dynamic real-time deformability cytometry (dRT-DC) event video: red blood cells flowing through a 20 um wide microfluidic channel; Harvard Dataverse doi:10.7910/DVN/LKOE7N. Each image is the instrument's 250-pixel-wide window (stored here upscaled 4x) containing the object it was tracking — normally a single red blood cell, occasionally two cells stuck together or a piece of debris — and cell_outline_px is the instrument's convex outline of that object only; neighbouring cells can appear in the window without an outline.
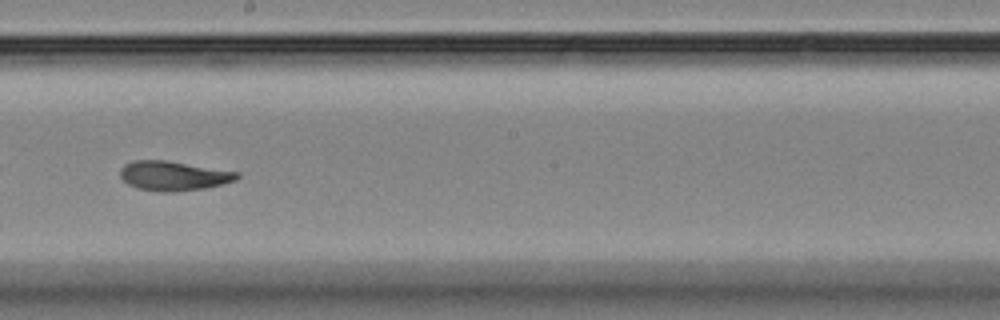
{"species": "Egyptian fruit bat (a non-hibernating species)", "species_latin": "Rousettus aegyptiacus", "temperature_condition": "room temperature", "stored_images_in_passage": 11, "camera_frame_rate_fps": 3000, "um_per_image_px": 0.085, "animal": {"sex": "female"}, "frame": {"image": 1, "passage_image": 10, "time_ms": 10.333, "image_size_px": [1000, 320], "cell_outline_px": [[240, 176], [236, 180], [204, 188], [172, 192], [160, 192], [136, 188], [128, 184], [120, 176], [120, 168], [124, 164], [132, 160], [168, 160], [240, 172]], "centroid_in_image_um": [14.73, 14.93], "position_along_channel_um": 233.5, "area_um2": 20.23}}
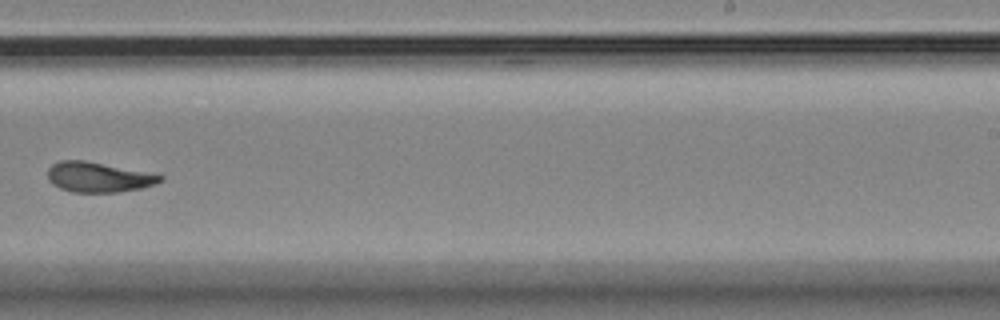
{"frame": {"image": 2, "passage_image": 11, "time_ms": 11.667, "image_size_px": [1000, 320], "cell_outline_px": [[164, 180], [156, 184], [140, 188], [116, 192], [72, 192], [60, 188], [52, 184], [48, 180], [48, 168], [52, 164], [60, 160], [84, 160], [164, 176]], "centroid_in_image_um": [8.32, 15.06], "position_along_channel_um": 280.7, "area_um2": 19.48}}